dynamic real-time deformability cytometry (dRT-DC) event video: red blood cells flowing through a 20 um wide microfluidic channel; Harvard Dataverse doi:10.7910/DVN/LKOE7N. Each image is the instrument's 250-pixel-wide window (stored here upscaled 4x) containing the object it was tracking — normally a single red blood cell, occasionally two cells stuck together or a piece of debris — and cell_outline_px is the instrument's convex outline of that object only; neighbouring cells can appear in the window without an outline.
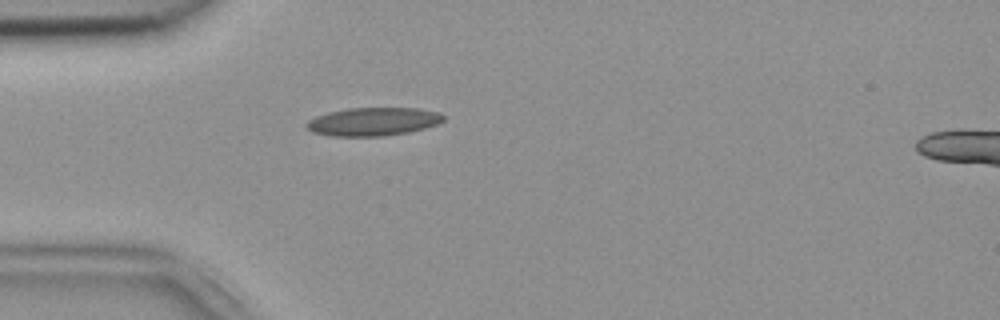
{"species": "common noctule bat (a hibernating species)", "species_latin": "Nyctalus noctula", "temperature_condition": "room temperature", "stored_images_in_passage": 40, "camera_frame_rate_fps": 3000, "um_per_image_px": 0.085, "animal": {"sex": "female", "body_mass_g": 18.4}, "frame": {"image": 1, "passage_image": 2, "time_ms": 0.333, "image_size_px": [1000, 320], "cell_outline_px": [[444, 120], [436, 124], [424, 128], [408, 132], [384, 136], [332, 136], [312, 132], [304, 124], [308, 120], [316, 116], [328, 112], [348, 108], [416, 108], [436, 112], [444, 116]], "centroid_in_image_um": [31.67, 10.34], "position_along_channel_um": 53.3, "area_um2": 22.43}}
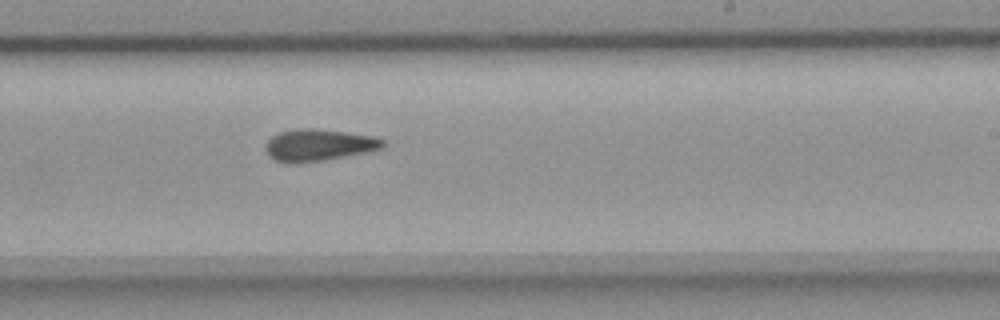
{"frame": {"image": 2, "passage_image": 19, "time_ms": 6.0, "image_size_px": [1000, 320], "cell_outline_px": [[384, 148], [372, 152], [324, 160], [292, 164], [288, 164], [276, 160], [268, 156], [264, 148], [268, 140], [272, 136], [280, 132], [300, 128], [316, 128], [372, 136], [384, 140]], "centroid_in_image_um": [27.09, 12.35], "position_along_channel_um": 261.9, "area_um2": 22.02}}
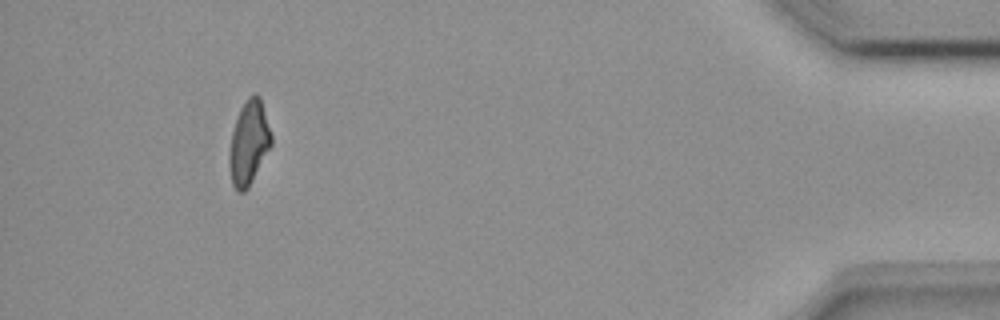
{"frame": {"image": 3, "passage_image": 36, "time_ms": 11.667, "image_size_px": [1000, 320], "cell_outline_px": [[272, 144], [248, 188], [244, 192], [236, 192], [232, 184], [228, 164], [228, 152], [232, 132], [240, 108], [248, 96], [256, 92], [260, 96], [272, 136]], "centroid_in_image_um": [21.13, 12.14], "position_along_channel_um": 414.1, "area_um2": 20.69}, "authors_computed_cell_mechanics": {"area_um2": 21.2126, "velocity_mm_per_s": 3.8203, "shape_relaxation_time_tau1_ms": null, "shape_relaxation_time_tau2_ms": 4.8854, "deformation_change_tau1": null, "deformation_change_tau2": 0.1425}}